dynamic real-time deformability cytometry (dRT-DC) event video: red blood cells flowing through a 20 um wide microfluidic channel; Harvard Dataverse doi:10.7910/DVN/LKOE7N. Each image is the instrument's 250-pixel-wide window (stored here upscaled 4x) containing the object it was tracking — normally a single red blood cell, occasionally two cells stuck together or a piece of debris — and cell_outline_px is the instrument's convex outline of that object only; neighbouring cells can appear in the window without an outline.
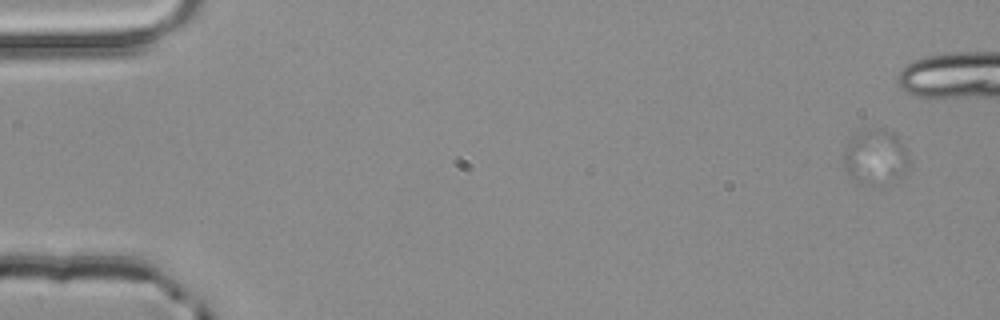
{"species": "common noctule bat (a hibernating species)", "species_latin": "Nyctalus noctula", "temperature_condition": "room temperature", "stored_images_in_passage": 6, "camera_frame_rate_fps": 3000, "um_per_image_px": 0.085, "animal": {"sex": "male", "body_mass_g": 20.4}, "frame": {"image": 1, "passage_image": 1, "time_ms": 0.0, "image_size_px": [1000, 320], "cell_outline_px": [[908, 172], [904, 180], [888, 188], [876, 188], [848, 172], [844, 164], [844, 152], [848, 140], [856, 132], [864, 128], [884, 128], [892, 132], [900, 140], [908, 152]], "centroid_in_image_um": [74.52, 13.39], "position_along_channel_um": 10.5, "area_um2": 22.02}}